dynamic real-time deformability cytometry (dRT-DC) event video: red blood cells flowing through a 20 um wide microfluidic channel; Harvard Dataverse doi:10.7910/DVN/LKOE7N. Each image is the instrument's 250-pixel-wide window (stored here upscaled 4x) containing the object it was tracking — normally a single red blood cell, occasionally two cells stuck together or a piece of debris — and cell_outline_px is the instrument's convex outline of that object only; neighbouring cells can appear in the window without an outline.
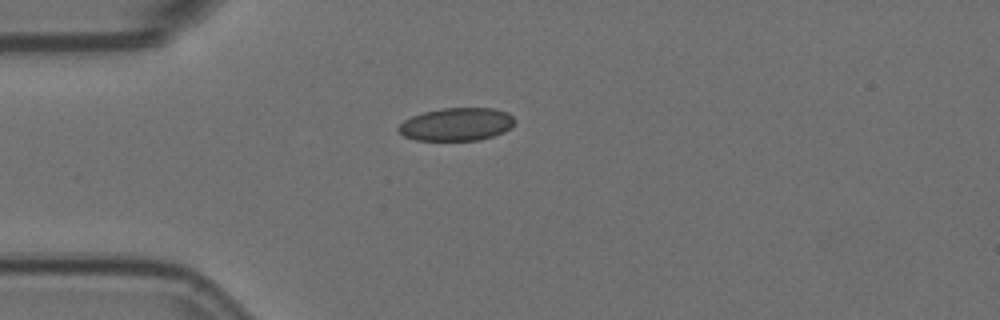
{"species": "Egyptian fruit bat (a non-hibernating species)", "species_latin": "Rousettus aegyptiacus", "temperature_condition": "room temperature", "stored_images_in_passage": 3, "camera_frame_rate_fps": 3000, "um_per_image_px": 0.085, "animal": {"sex": "female"}, "frame": {"image": 1, "passage_image": 1, "time_ms": 0.0, "image_size_px": [1000, 320], "cell_outline_px": [[516, 120], [504, 132], [480, 140], [416, 140], [404, 136], [396, 128], [404, 120], [412, 116], [424, 112], [444, 108], [496, 108], [508, 112]], "centroid_in_image_um": [38.81, 10.56], "position_along_channel_um": 46.2, "area_um2": 22.25}}
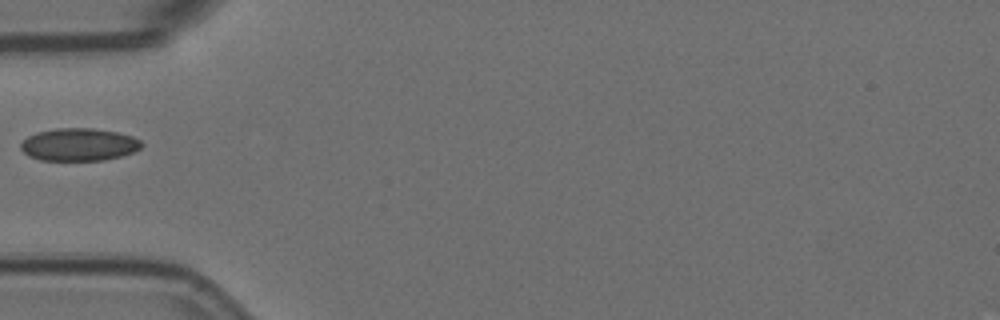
{"frame": {"image": 2, "passage_image": 2, "time_ms": 0.333, "image_size_px": [1000, 320], "cell_outline_px": [[144, 144], [140, 148], [132, 152], [120, 156], [104, 160], [40, 160], [28, 156], [20, 148], [20, 144], [28, 136], [36, 132], [56, 128], [92, 128], [116, 132], [132, 136], [140, 140]], "centroid_in_image_um": [6.69, 12.28], "position_along_channel_um": 78.3, "area_um2": 22.95}}
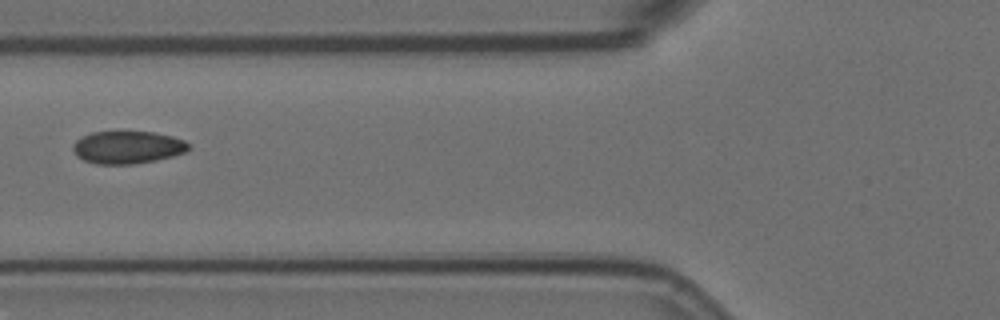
{"frame": {"image": 3, "passage_image": 3, "time_ms": 0.667, "image_size_px": [1000, 320], "cell_outline_px": [[188, 148], [184, 152], [172, 156], [156, 160], [132, 164], [96, 164], [84, 160], [76, 156], [72, 148], [76, 140], [92, 132], [152, 132], [172, 136], [184, 140], [188, 144]], "centroid_in_image_um": [10.81, 12.53], "position_along_channel_um": 115.0, "area_um2": 21.73}}